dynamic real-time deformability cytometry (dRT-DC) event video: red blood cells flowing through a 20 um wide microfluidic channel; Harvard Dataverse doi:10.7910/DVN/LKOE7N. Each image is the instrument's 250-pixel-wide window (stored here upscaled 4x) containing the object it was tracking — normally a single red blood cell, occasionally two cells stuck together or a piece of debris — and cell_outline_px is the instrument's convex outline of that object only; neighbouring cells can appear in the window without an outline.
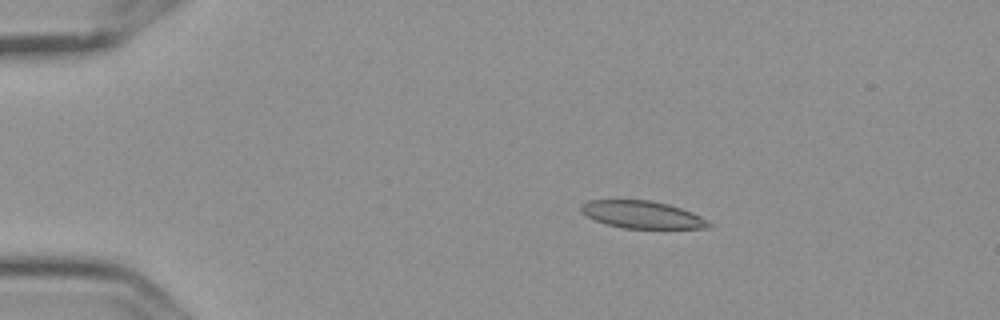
{"species": "Egyptian fruit bat (a non-hibernating species)", "species_latin": "Rousettus aegyptiacus", "temperature_condition": "cold", "stored_images_in_passage": 5, "camera_frame_rate_fps": 3000, "um_per_image_px": 0.085, "frame": {"image": 1, "passage_image": 3, "time_ms": 0.667, "image_size_px": [1000, 320], "cell_outline_px": [[712, 228], [624, 228], [604, 224], [580, 212], [580, 204], [588, 200], [652, 200], [668, 204], [692, 212], [708, 220], [712, 224]], "centroid_in_image_um": [54.58, 18.24], "position_along_channel_um": 30.4, "area_um2": 20.46}}